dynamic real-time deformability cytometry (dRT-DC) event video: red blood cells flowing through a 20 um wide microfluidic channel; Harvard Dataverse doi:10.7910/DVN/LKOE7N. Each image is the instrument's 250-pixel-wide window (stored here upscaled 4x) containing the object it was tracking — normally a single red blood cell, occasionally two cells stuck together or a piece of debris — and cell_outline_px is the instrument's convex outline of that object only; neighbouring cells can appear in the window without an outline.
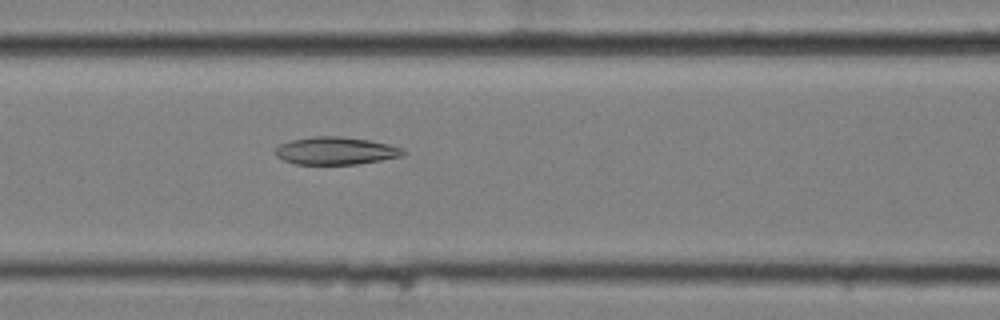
{"species": "common noctule bat (a hibernating species)", "species_latin": "Nyctalus noctula", "temperature_condition": "cold", "stored_images_in_passage": 3, "camera_frame_rate_fps": 3000, "um_per_image_px": 0.085, "animal": {"sex": "female", "body_mass_g": 25.1}, "frame": {"image": 1, "passage_image": 3, "time_ms": 0.667, "image_size_px": [1000, 320], "cell_outline_px": [[404, 152], [400, 156], [380, 160], [356, 164], [296, 164], [284, 160], [276, 156], [276, 148], [280, 144], [292, 140], [312, 136], [340, 136], [368, 140], [388, 144], [400, 148]], "centroid_in_image_um": [28.48, 12.81], "position_along_channel_um": 138.1, "area_um2": 20.23}}